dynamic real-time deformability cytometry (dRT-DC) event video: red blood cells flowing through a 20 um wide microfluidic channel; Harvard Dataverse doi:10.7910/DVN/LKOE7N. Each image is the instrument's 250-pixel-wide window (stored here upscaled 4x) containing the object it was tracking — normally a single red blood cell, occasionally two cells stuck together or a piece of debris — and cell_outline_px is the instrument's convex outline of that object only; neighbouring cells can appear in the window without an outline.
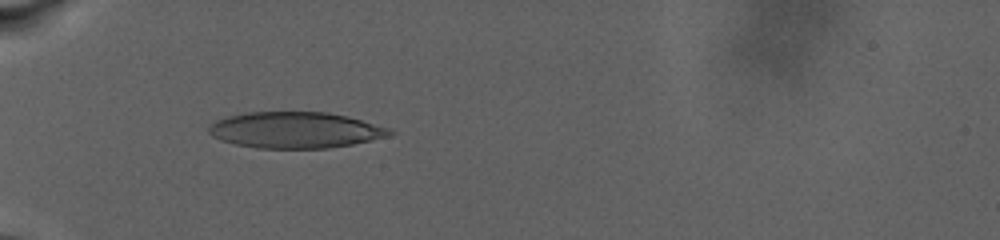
{"species": "human", "species_latin": "Homo sapiens", "temperature_condition": "warm", "stored_images_in_passage": 78, "camera_frame_rate_fps": 3000, "um_per_image_px": 0.085, "donor": {"sex": "male"}, "frame": {"image": 1, "passage_image": 23, "time_ms": 10.0, "image_size_px": [1000, 240], "cell_outline_px": [[396, 132], [392, 136], [352, 144], [328, 148], [260, 148], [236, 144], [220, 140], [212, 136], [208, 132], [208, 128], [216, 120], [228, 116], [248, 112], [328, 112], [348, 116], [388, 128]], "centroid_in_image_um": [25.12, 11.05], "position_along_channel_um": 59.9, "area_um2": 38.09}}
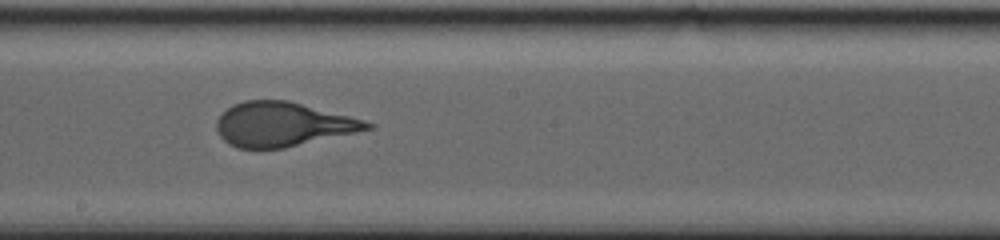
{"frame": {"image": 2, "passage_image": 45, "time_ms": 17.0, "image_size_px": [1000, 240], "cell_outline_px": [[376, 128], [284, 148], [236, 148], [228, 144], [220, 136], [216, 128], [216, 120], [232, 104], [244, 100], [288, 100], [364, 120], [376, 124]], "centroid_in_image_um": [24.04, 10.57], "position_along_channel_um": 224.2, "area_um2": 38.84}}
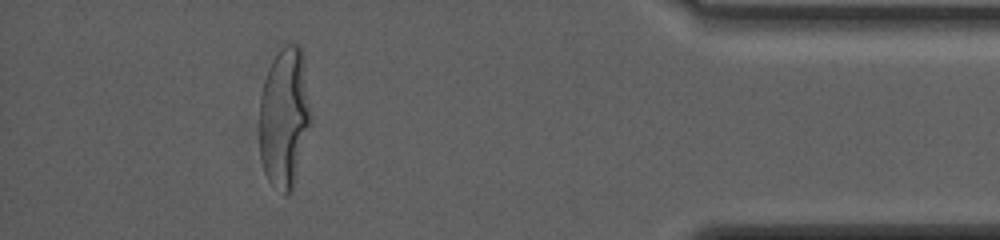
{"frame": {"image": 3, "passage_image": 71, "time_ms": 25.667, "image_size_px": [1000, 240], "cell_outline_px": [[312, 124], [296, 180], [292, 192], [288, 196], [284, 196], [268, 180], [264, 172], [260, 156], [260, 96], [264, 80], [268, 68], [272, 60], [280, 48], [284, 44], [300, 44], [304, 56], [312, 116]], "centroid_in_image_um": [24.21, 10.0], "position_along_channel_um": 411.0, "area_um2": 43.29}, "authors_computed_cell_mechanics": {"area_um2": 39.3618, "velocity_mm_per_s": 2.5919, "shape_relaxation_time_tau1_ms": 8.2828, "shape_relaxation_time_tau2_ms": null, "deformation_change_tau1": 0.2798, "deformation_change_tau2": null}}